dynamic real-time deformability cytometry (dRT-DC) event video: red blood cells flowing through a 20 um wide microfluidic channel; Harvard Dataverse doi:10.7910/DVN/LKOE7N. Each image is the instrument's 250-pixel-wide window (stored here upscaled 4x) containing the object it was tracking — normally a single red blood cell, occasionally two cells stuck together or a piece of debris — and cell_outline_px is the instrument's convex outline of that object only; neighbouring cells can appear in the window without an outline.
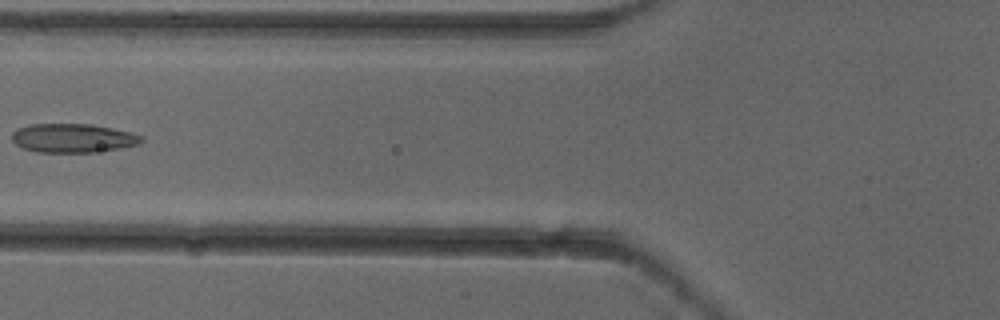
{"species": "common noctule bat (a hibernating species)", "species_latin": "Nyctalus noctula", "temperature_condition": "cold", "stored_images_in_passage": 6, "camera_frame_rate_fps": 3000, "um_per_image_px": 0.085, "animal": {"sex": "female"}, "frame": {"image": 1, "passage_image": 5, "time_ms": 1.333, "image_size_px": [1000, 320], "cell_outline_px": [[144, 140], [140, 144], [120, 148], [92, 152], [36, 152], [20, 148], [12, 140], [12, 132], [20, 128], [32, 124], [92, 124], [132, 132], [144, 136]], "centroid_in_image_um": [6.22, 11.74], "position_along_channel_um": 119.6, "area_um2": 21.91}}
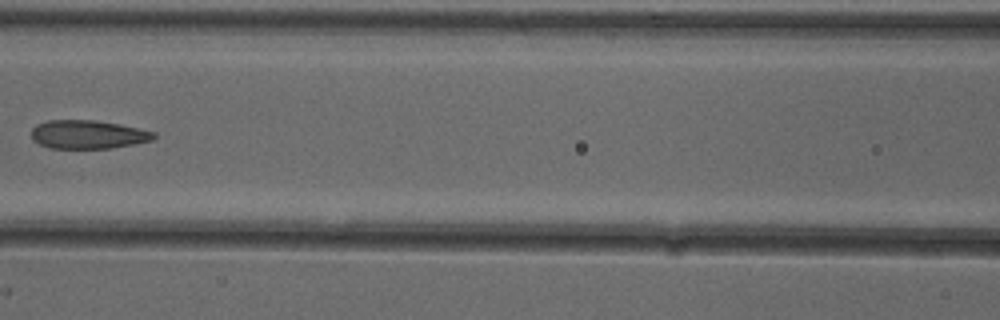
{"frame": {"image": 2, "passage_image": 6, "time_ms": 1.667, "image_size_px": [1000, 320], "cell_outline_px": [[156, 136], [152, 140], [112, 148], [48, 148], [32, 140], [32, 128], [36, 124], [48, 120], [92, 120], [120, 124], [156, 132]], "centroid_in_image_um": [7.46, 11.43], "position_along_channel_um": 159.1, "area_um2": 20.35}}